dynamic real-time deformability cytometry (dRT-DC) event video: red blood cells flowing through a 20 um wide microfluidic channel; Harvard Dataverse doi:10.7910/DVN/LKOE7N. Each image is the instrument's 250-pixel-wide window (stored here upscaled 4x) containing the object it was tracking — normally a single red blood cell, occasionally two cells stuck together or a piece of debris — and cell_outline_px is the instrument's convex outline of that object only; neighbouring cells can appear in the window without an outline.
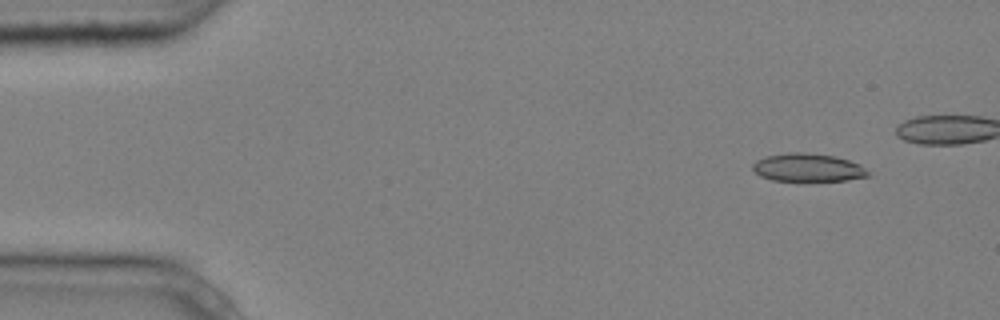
{"species": "common noctule bat (a hibernating species)", "species_latin": "Nyctalus noctula", "temperature_condition": "cold", "stored_images_in_passage": 5, "camera_frame_rate_fps": 3000, "um_per_image_px": 0.085, "animal": {"sex": "male", "body_mass_g": 20.4}, "frame": {"image": 1, "passage_image": 1, "time_ms": 0.0, "image_size_px": [1000, 320], "cell_outline_px": [[872, 176], [848, 180], [772, 180], [760, 176], [752, 168], [752, 164], [756, 160], [764, 156], [788, 152], [804, 152], [836, 156], [860, 164]], "centroid_in_image_um": [68.67, 14.23], "position_along_channel_um": 16.3, "area_um2": 18.9}}
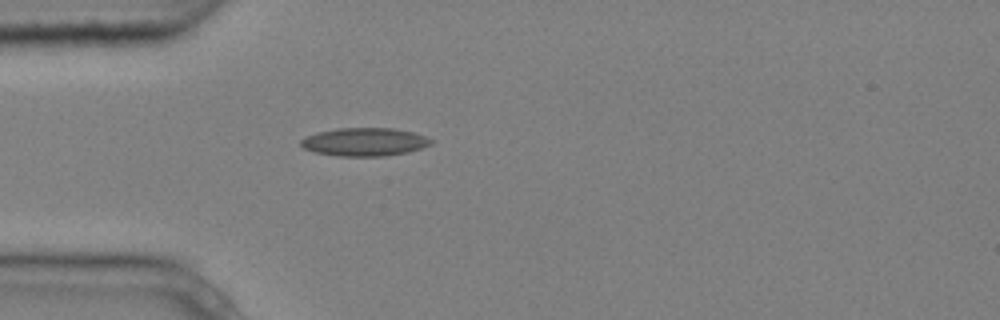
{"frame": {"image": 2, "passage_image": 5, "time_ms": 1.333, "image_size_px": [1000, 320], "cell_outline_px": [[432, 144], [408, 152], [384, 156], [340, 156], [316, 152], [304, 148], [300, 144], [300, 140], [304, 136], [316, 132], [340, 128], [392, 128], [412, 132], [424, 136], [432, 140]], "centroid_in_image_um": [30.95, 12.06], "position_along_channel_um": 54.0, "area_um2": 21.27}}